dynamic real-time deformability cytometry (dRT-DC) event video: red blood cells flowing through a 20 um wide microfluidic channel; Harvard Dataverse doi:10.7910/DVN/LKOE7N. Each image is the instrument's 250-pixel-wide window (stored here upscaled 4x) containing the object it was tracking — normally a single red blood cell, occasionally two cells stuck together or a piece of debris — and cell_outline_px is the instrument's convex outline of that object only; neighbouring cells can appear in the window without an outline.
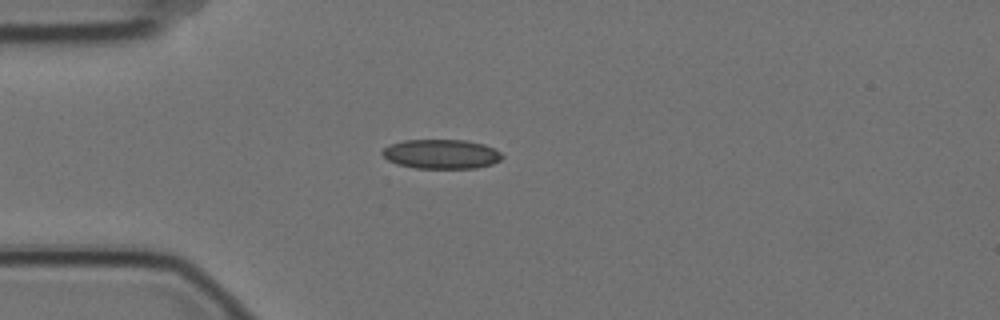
{"species": "Egyptian fruit bat (a non-hibernating species)", "species_latin": "Rousettus aegyptiacus", "temperature_condition": "cold", "stored_images_in_passage": 4, "camera_frame_rate_fps": 3000, "um_per_image_px": 0.085, "animal": {"sex": "female"}, "frame": {"image": 1, "passage_image": 4, "time_ms": 1.0, "image_size_px": [1000, 320], "cell_outline_px": [[504, 156], [500, 160], [492, 164], [476, 168], [416, 168], [396, 164], [388, 160], [380, 152], [388, 144], [404, 140], [464, 140], [484, 144], [500, 152]], "centroid_in_image_um": [37.48, 13.09], "position_along_channel_um": 47.5, "area_um2": 20.58}}